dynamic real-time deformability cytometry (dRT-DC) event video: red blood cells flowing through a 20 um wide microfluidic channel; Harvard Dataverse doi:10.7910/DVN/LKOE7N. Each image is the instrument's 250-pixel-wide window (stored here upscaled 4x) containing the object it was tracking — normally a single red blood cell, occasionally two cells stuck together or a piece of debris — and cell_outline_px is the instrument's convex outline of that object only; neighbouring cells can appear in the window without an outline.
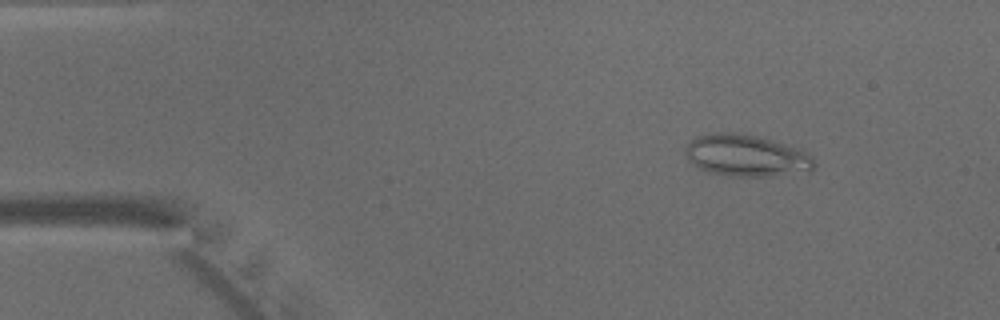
{"species": "common noctule bat (a hibernating species)", "species_latin": "Nyctalus noctula", "temperature_condition": "warm", "stored_images_in_passage": 46, "camera_frame_rate_fps": 3000, "um_per_image_px": 0.085, "animal": {"sex": "male", "body_mass_g": 15.6}, "frame": {"image": 1, "passage_image": 5, "time_ms": 1.333, "image_size_px": [1000, 320], "cell_outline_px": [[816, 164], [812, 168], [768, 176], [728, 176], [708, 172], [692, 164], [688, 160], [684, 152], [684, 148], [696, 136], [716, 132], [736, 132], [756, 136], [784, 144], [808, 152]], "centroid_in_image_um": [63.33, 13.2], "position_along_channel_um": 21.7, "area_um2": 30.87}}
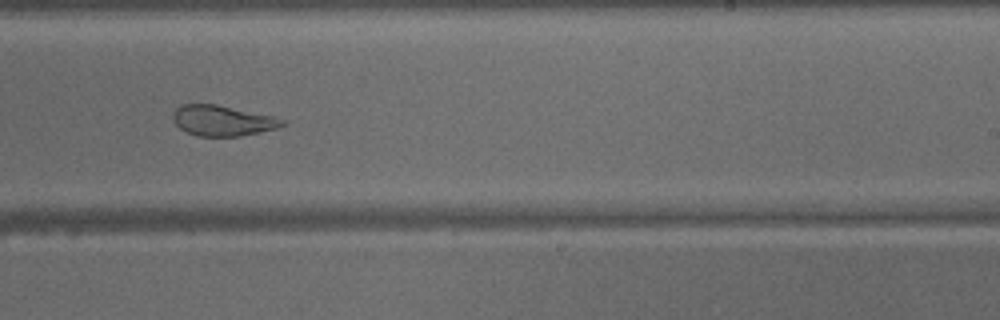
{"frame": {"image": 2, "passage_image": 28, "time_ms": 9.0, "image_size_px": [1000, 320], "cell_outline_px": [[288, 120], [284, 124], [276, 128], [260, 132], [240, 136], [196, 136], [180, 128], [176, 124], [172, 116], [176, 108], [180, 104], [216, 104], [276, 116]], "centroid_in_image_um": [18.95, 10.24], "position_along_channel_um": 270.1, "area_um2": 19.54}}
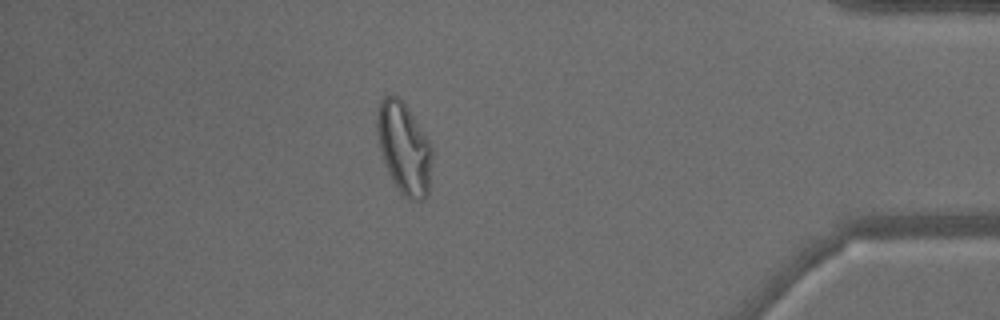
{"frame": {"image": 3, "passage_image": 40, "time_ms": 13.0, "image_size_px": [1000, 320], "cell_outline_px": [[432, 156], [428, 192], [424, 200], [408, 200], [400, 192], [392, 180], [388, 172], [380, 148], [376, 124], [376, 116], [380, 100], [384, 96], [400, 96], [408, 108], [428, 140], [432, 148]], "centroid_in_image_um": [34.34, 12.59], "position_along_channel_um": 400.9, "area_um2": 29.13}}